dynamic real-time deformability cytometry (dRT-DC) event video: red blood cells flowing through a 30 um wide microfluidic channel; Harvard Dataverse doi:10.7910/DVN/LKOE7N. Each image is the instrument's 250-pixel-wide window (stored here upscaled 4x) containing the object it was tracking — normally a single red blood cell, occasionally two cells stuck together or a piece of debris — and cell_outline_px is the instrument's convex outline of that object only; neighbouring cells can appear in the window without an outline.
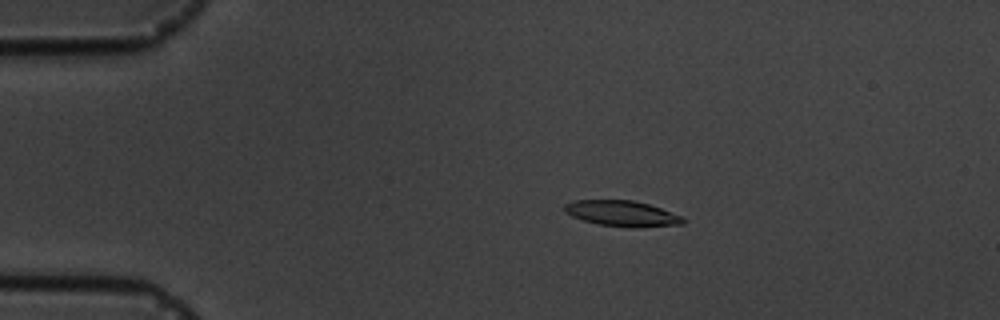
{"species": "common noctule bat (a hibernating species)", "species_latin": "Nyctalus noctula", "temperature_condition": "cold", "stored_images_in_passage": 8, "camera_frame_rate_fps": 3000, "um_per_image_px": 0.085, "animal": {"sex": "male", "body_mass_g": 19.5, "forearm_length_mm": 54.6}, "frame": {"image": 1, "passage_image": 4, "time_ms": 3.333, "image_size_px": [1000, 320], "cell_outline_px": [[684, 224], [636, 228], [632, 228], [600, 224], [584, 220], [572, 216], [564, 212], [564, 204], [572, 200], [632, 200], [648, 204], [660, 208], [680, 216], [684, 220]], "centroid_in_image_um": [52.84, 18.14], "position_along_channel_um": 32.2, "area_um2": 17.63}}
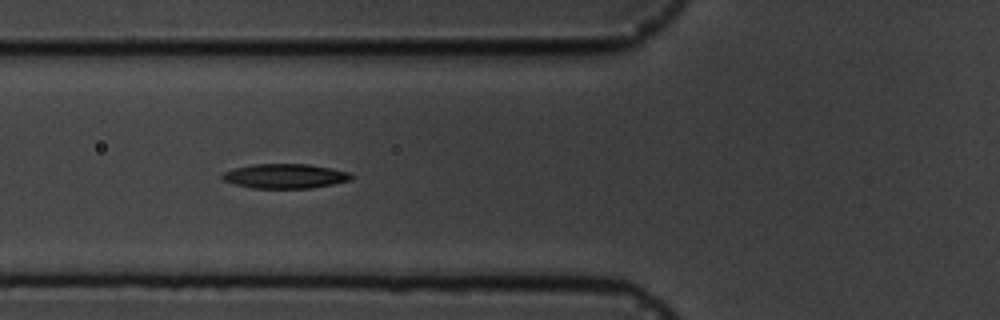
{"frame": {"image": 2, "passage_image": 7, "time_ms": 6.667, "image_size_px": [1000, 320], "cell_outline_px": [[352, 176], [348, 180], [332, 184], [312, 188], [252, 188], [236, 184], [224, 180], [220, 176], [224, 172], [236, 168], [252, 164], [308, 164], [348, 172]], "centroid_in_image_um": [24.19, 14.97], "position_along_channel_um": 101.6, "area_um2": 18.09}}
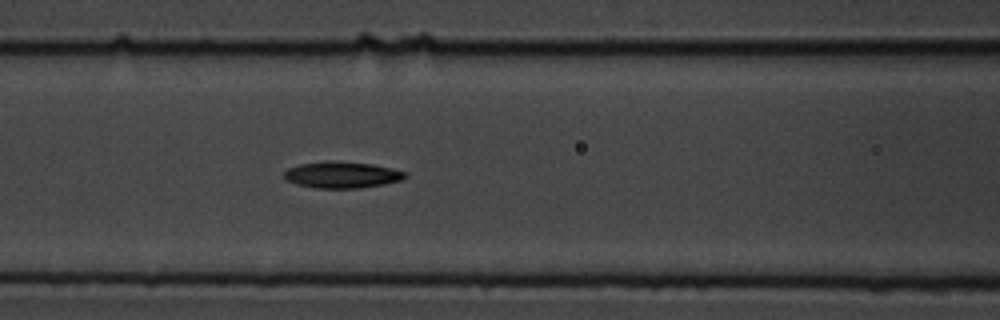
{"frame": {"image": 3, "passage_image": 8, "time_ms": 7.667, "image_size_px": [1000, 320], "cell_outline_px": [[408, 176], [404, 180], [384, 184], [360, 188], [316, 188], [296, 184], [288, 180], [284, 176], [284, 172], [288, 168], [300, 164], [372, 164], [392, 168], [408, 172]], "centroid_in_image_um": [29.16, 14.92], "position_along_channel_um": 137.4, "area_um2": 17.74}}